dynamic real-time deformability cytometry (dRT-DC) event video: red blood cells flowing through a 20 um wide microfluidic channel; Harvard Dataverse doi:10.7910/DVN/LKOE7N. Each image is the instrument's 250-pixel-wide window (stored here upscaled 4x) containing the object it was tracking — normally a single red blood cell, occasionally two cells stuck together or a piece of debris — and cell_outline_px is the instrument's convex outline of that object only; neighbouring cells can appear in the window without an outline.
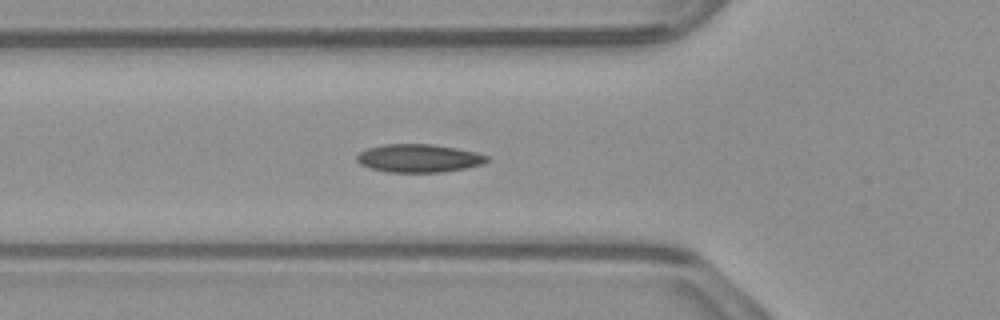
{"species": "common noctule bat (a hibernating species)", "species_latin": "Nyctalus noctula", "temperature_condition": "warm", "stored_images_in_passage": 38, "segment_of_instrument_passage": [1, 2], "camera_frame_rate_fps": 3000, "um_per_image_px": 0.085, "animal": {"sex": "male", "body_mass_g": 23.1, "forearm_length_mm": 52.7}, "frame": {"image": 1, "passage_image": 2, "time_ms": 0.333, "image_size_px": [1000, 320], "cell_outline_px": [[488, 160], [484, 164], [464, 168], [440, 172], [388, 172], [368, 168], [360, 164], [356, 160], [356, 156], [360, 152], [368, 148], [384, 144], [432, 144], [456, 148], [476, 152], [488, 156]], "centroid_in_image_um": [35.57, 13.45], "position_along_channel_um": 90.2, "area_um2": 21.33}}
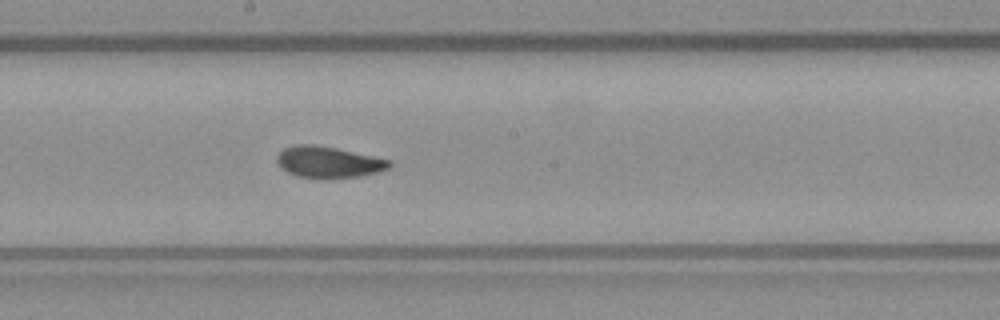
{"frame": {"image": 2, "passage_image": 12, "time_ms": 3.667, "image_size_px": [1000, 320], "cell_outline_px": [[392, 164], [388, 168], [380, 172], [360, 176], [324, 180], [320, 180], [296, 176], [280, 168], [276, 160], [276, 156], [284, 148], [296, 144], [312, 144], [336, 148], [392, 160]], "centroid_in_image_um": [27.91, 13.81], "position_along_channel_um": 220.3, "area_um2": 21.04}}
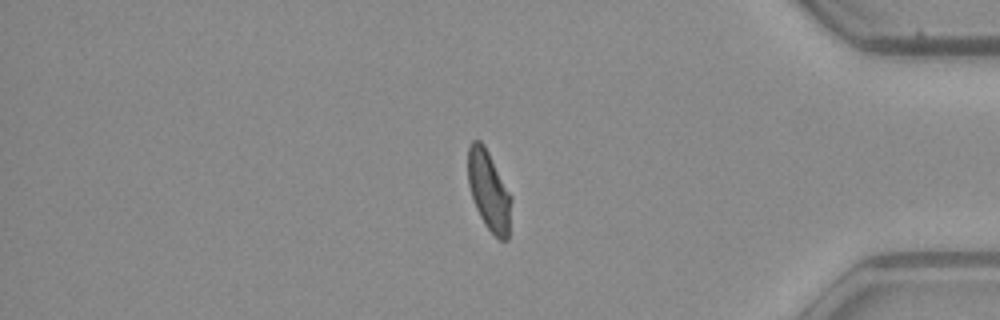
{"frame": {"image": 3, "passage_image": 28, "time_ms": 9.0, "image_size_px": [1000, 320], "cell_outline_px": [[512, 196], [508, 240], [500, 240], [484, 224], [476, 208], [468, 184], [468, 148], [472, 140], [480, 140], [484, 144]], "centroid_in_image_um": [41.56, 16.2], "position_along_channel_um": 393.6, "area_um2": 20.06}}